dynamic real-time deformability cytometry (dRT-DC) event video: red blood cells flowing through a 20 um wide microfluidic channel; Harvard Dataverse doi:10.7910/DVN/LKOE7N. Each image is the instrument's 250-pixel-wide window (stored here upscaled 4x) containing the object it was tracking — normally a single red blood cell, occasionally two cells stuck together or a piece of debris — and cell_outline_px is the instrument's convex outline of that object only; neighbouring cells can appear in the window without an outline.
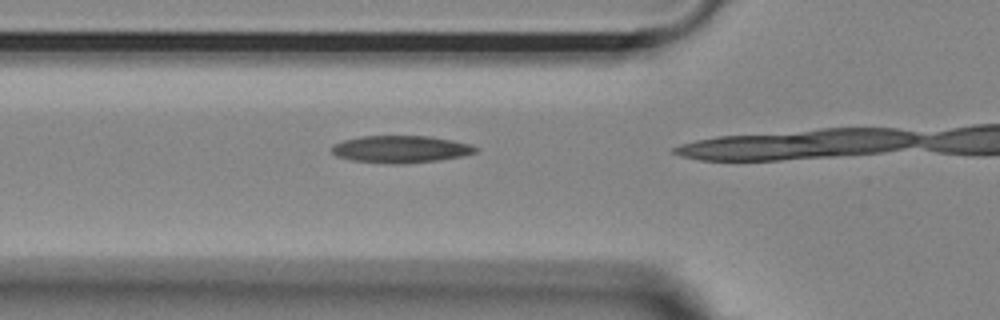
{"species": "Egyptian fruit bat (a non-hibernating species)", "species_latin": "Rousettus aegyptiacus", "temperature_condition": "room temperature", "stored_images_in_passage": 16, "camera_frame_rate_fps": 3000, "um_per_image_px": 0.085, "animal": {"sex": "female"}, "frame": {"image": 1, "passage_image": 12, "time_ms": 3.667, "image_size_px": [1000, 320], "cell_outline_px": [[480, 148], [476, 152], [460, 156], [436, 160], [400, 164], [396, 164], [352, 160], [336, 156], [332, 152], [332, 144], [344, 140], [360, 136], [432, 136], [472, 144]], "centroid_in_image_um": [34.06, 12.67], "position_along_channel_um": 91.7, "area_um2": 22.72}}